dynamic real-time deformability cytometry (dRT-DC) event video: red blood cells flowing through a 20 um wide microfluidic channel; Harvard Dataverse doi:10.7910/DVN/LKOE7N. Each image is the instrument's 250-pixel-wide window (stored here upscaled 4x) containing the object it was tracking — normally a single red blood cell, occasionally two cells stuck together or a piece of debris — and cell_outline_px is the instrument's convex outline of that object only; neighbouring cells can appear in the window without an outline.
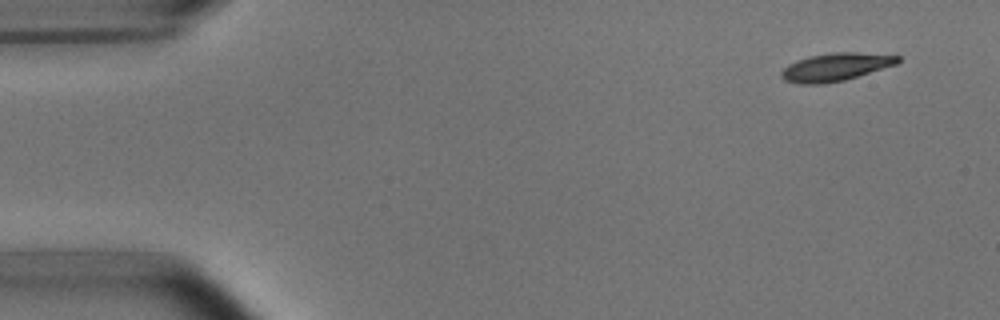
{"species": "common noctule bat (a hibernating species)", "species_latin": "Nyctalus noctula", "temperature_condition": "room temperature", "stored_images_in_passage": 50, "camera_frame_rate_fps": 3000, "um_per_image_px": 0.085, "animal": {"sex": "male", "body_mass_g": 15.6}, "frame": {"image": 1, "passage_image": 1, "time_ms": 0.0, "image_size_px": [1000, 320], "cell_outline_px": [[900, 60], [896, 64], [844, 80], [824, 84], [800, 84], [784, 80], [780, 76], [780, 72], [788, 64], [796, 60], [812, 56], [832, 52], [856, 52], [900, 56]], "centroid_in_image_um": [70.98, 5.7], "position_along_channel_um": 14.0, "area_um2": 18.79}}
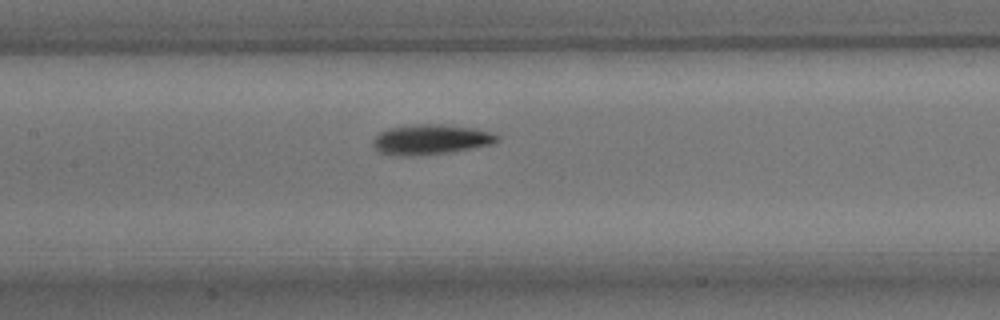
{"frame": {"image": 2, "passage_image": 22, "time_ms": 7.0, "image_size_px": [1000, 320], "cell_outline_px": [[500, 140], [492, 144], [452, 152], [416, 156], [400, 156], [380, 152], [372, 148], [372, 140], [380, 132], [388, 128], [412, 124], [440, 124], [472, 128], [492, 132], [500, 136]], "centroid_in_image_um": [36.6, 11.86], "position_along_channel_um": 170.8, "area_um2": 22.02}}
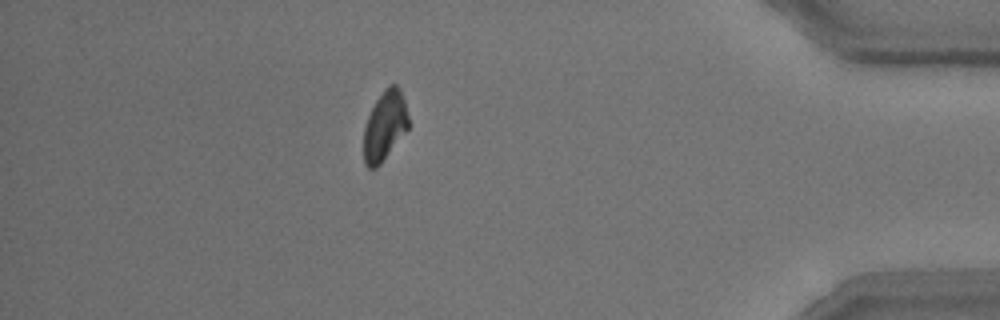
{"frame": {"image": 3, "passage_image": 44, "time_ms": 14.333, "image_size_px": [1000, 320], "cell_outline_px": [[408, 128], [380, 164], [376, 168], [368, 168], [364, 164], [364, 128], [368, 116], [376, 100], [388, 84], [396, 84], [400, 88], [404, 100], [408, 116]], "centroid_in_image_um": [32.7, 10.68], "position_along_channel_um": 402.5, "area_um2": 17.92}, "authors_computed_cell_mechanics": {"area_um2": 19.5653, "velocity_mm_per_s": 3.7462, "shape_relaxation_time_tau1_ms": 2.8628, "shape_relaxation_time_tau2_ms": null, "deformation_change_tau1": 0.1231, "deformation_change_tau2": null}}